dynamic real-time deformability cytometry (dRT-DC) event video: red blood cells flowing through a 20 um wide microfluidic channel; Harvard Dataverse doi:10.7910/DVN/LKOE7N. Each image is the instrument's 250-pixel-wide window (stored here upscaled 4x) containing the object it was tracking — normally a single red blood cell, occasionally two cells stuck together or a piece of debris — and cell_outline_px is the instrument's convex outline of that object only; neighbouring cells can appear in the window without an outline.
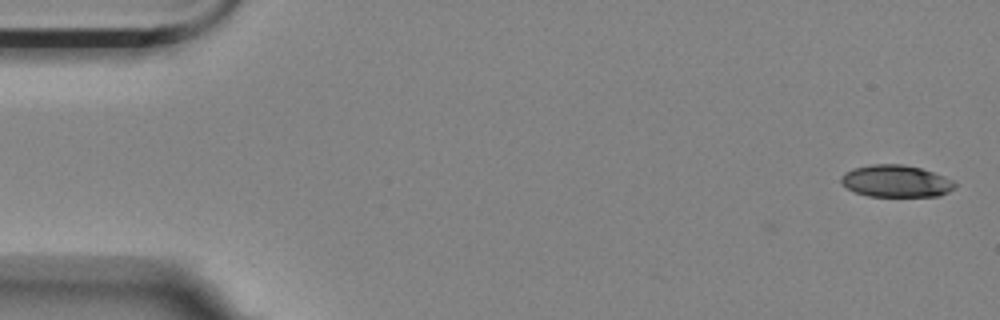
{"species": "Egyptian fruit bat (a non-hibernating species)", "species_latin": "Rousettus aegyptiacus", "temperature_condition": "room temperature", "stored_images_in_passage": 5, "camera_frame_rate_fps": 3000, "um_per_image_px": 0.085, "animal": {"sex": "female"}, "frame": {"image": 1, "passage_image": 1, "time_ms": 0.0, "image_size_px": [1000, 320], "cell_outline_px": [[956, 188], [940, 196], [868, 196], [856, 192], [848, 188], [840, 180], [840, 176], [844, 172], [852, 168], [872, 164], [904, 164], [920, 168], [944, 176], [952, 180], [956, 184]], "centroid_in_image_um": [76.16, 15.39], "position_along_channel_um": 8.8, "area_um2": 21.27}}